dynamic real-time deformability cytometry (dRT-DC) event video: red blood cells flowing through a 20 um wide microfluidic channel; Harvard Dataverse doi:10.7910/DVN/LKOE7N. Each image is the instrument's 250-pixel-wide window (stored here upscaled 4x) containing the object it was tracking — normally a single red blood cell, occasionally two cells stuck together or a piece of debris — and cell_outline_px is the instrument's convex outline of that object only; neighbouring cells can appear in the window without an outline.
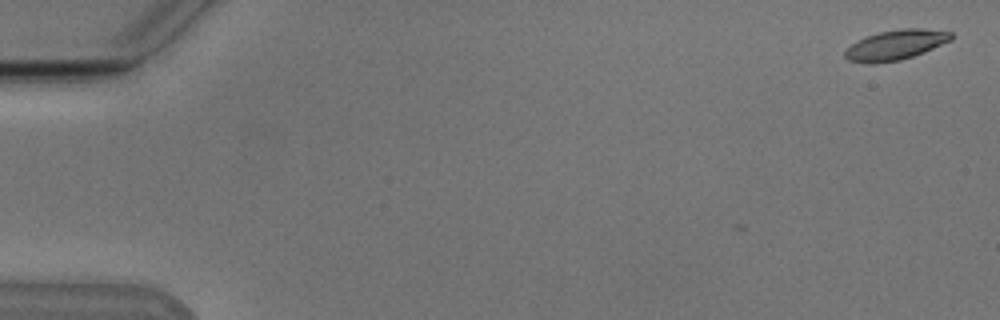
{"species": "Egyptian fruit bat (a non-hibernating species)", "species_latin": "Rousettus aegyptiacus", "temperature_condition": "cold", "stored_images_in_passage": 5, "camera_frame_rate_fps": 3000, "um_per_image_px": 0.085, "animal": {"sex": "male"}, "frame": {"image": 1, "passage_image": 1, "time_ms": 0.0, "image_size_px": [1000, 320], "cell_outline_px": [[952, 40], [924, 52], [900, 60], [876, 64], [868, 64], [848, 60], [844, 56], [844, 52], [852, 44], [868, 36], [880, 32], [900, 28], [920, 28], [952, 32]], "centroid_in_image_um": [76.14, 3.83], "position_along_channel_um": 8.9, "area_um2": 18.44}}
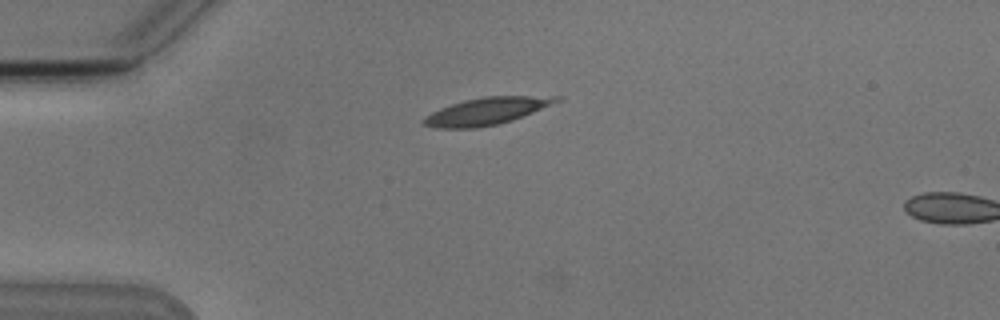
{"frame": {"image": 2, "passage_image": 4, "time_ms": 4.333, "image_size_px": [1000, 320], "cell_outline_px": [[564, 100], [512, 120], [496, 124], [476, 128], [436, 128], [424, 124], [420, 120], [424, 116], [440, 108], [464, 100], [484, 96], [560, 96]], "centroid_in_image_um": [41.37, 9.44], "position_along_channel_um": 43.6, "area_um2": 20.98}}